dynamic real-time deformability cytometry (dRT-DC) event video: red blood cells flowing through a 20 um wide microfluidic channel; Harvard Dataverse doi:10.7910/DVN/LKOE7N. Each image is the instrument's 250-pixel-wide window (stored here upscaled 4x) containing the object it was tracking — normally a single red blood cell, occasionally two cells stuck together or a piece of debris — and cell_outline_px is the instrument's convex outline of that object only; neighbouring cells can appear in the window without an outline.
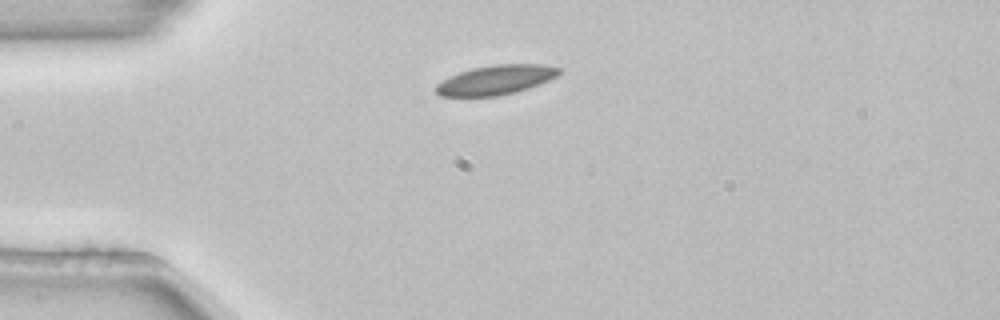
{"species": "common noctule bat (a hibernating species)", "species_latin": "Nyctalus noctula", "temperature_condition": "room temperature", "stored_images_in_passage": 1, "camera_frame_rate_fps": 3000, "um_per_image_px": 0.085, "animal": {"sex": "female", "body_mass_g": 22.7, "forearm_length_mm": 54.2}, "frame": {"image": 1, "passage_image": 1, "time_ms": 0.0, "image_size_px": [1000, 320], "cell_outline_px": [[560, 72], [556, 76], [540, 84], [516, 92], [496, 96], [440, 96], [436, 92], [436, 84], [460, 72], [472, 68], [496, 64], [544, 64], [560, 68]], "centroid_in_image_um": [42.17, 6.79], "position_along_channel_um": 42.8, "area_um2": 20.92}}